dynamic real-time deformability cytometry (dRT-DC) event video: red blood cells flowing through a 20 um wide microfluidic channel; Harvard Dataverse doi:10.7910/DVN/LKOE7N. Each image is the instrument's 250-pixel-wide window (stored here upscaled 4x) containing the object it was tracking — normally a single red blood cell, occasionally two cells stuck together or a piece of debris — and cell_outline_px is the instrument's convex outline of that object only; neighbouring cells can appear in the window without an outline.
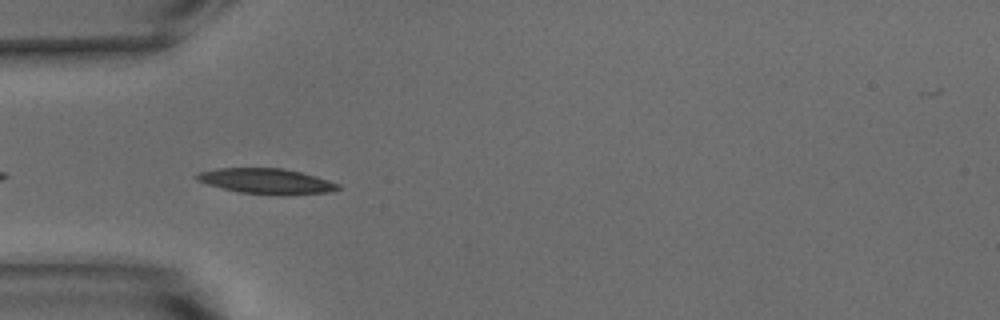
{"species": "common noctule bat (a hibernating species)", "species_latin": "Nyctalus noctula", "temperature_condition": "warm", "stored_images_in_passage": 32, "camera_frame_rate_fps": 3000, "um_per_image_px": 0.085, "animal": {"sex": "male", "body_mass_g": 15.6}, "frame": {"image": 1, "passage_image": 3, "time_ms": 0.667, "image_size_px": [1000, 320], "cell_outline_px": [[344, 188], [328, 192], [280, 196], [276, 196], [240, 192], [208, 184], [196, 180], [192, 176], [200, 172], [216, 168], [280, 168], [300, 172], [328, 180], [340, 184]], "centroid_in_image_um": [22.66, 15.41], "position_along_channel_um": 62.3, "area_um2": 21.04}}
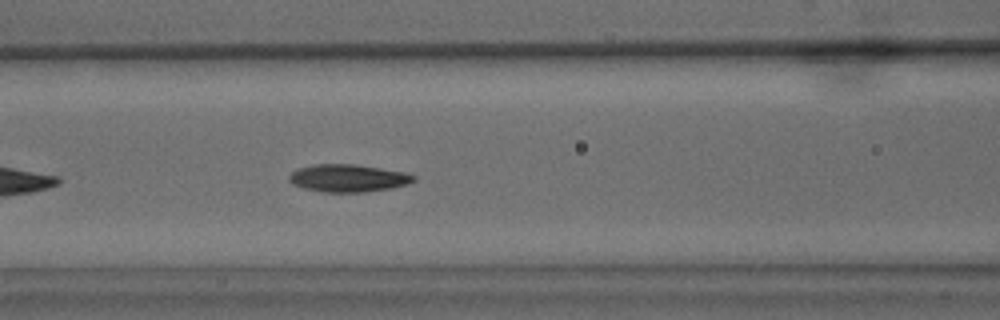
{"frame": {"image": 2, "passage_image": 9, "time_ms": 2.667, "image_size_px": [1000, 320], "cell_outline_px": [[416, 180], [408, 184], [388, 188], [364, 192], [324, 192], [304, 188], [292, 184], [288, 180], [288, 176], [296, 168], [312, 164], [356, 164], [404, 172], [416, 176]], "centroid_in_image_um": [29.55, 15.13], "position_along_channel_um": 137.1, "area_um2": 20.06}}
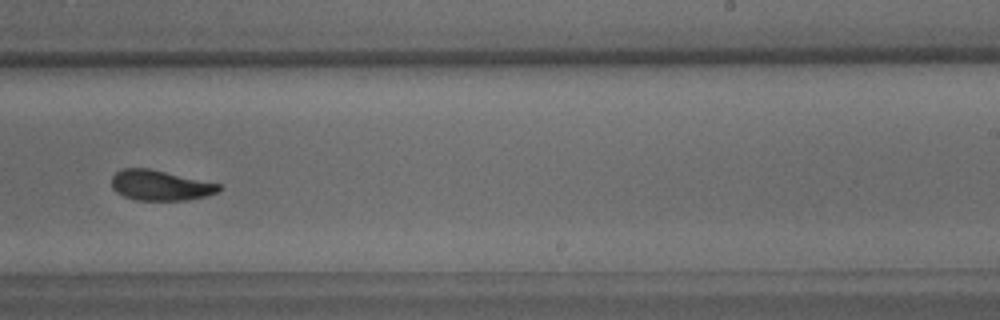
{"frame": {"image": 3, "passage_image": 20, "time_ms": 6.333, "image_size_px": [1000, 320], "cell_outline_px": [[220, 192], [208, 196], [184, 200], [136, 200], [124, 196], [116, 192], [112, 188], [112, 176], [120, 168], [148, 168], [220, 184]], "centroid_in_image_um": [13.6, 15.75], "position_along_channel_um": 275.4, "area_um2": 18.9}, "authors_computed_cell_mechanics": {"area_um2": 19.7387, "velocity_mm_per_s": 3.7835, "shape_relaxation_time_tau1_ms": 3.1413, "shape_relaxation_time_tau2_ms": 2.5578, "deformation_change_tau1": 0.1495, "deformation_change_tau2": 0.0919}}